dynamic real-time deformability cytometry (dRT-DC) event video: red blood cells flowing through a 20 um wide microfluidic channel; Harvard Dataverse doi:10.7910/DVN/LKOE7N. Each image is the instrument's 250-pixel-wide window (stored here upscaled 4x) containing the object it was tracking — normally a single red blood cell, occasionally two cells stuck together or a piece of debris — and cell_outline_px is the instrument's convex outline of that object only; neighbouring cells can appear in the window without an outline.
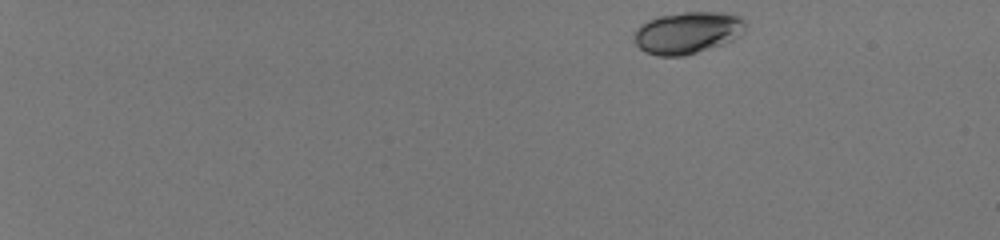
{"species": "human", "species_latin": "Homo sapiens", "temperature_condition": "room temperature", "stored_images_in_passage": 47, "camera_frame_rate_fps": 3000, "um_per_image_px": 0.085, "donor": {"sex": "male"}, "frame": {"image": 1, "passage_image": 1, "time_ms": 0.0, "image_size_px": [1000, 240], "cell_outline_px": [[744, 32], [740, 36], [724, 44], [684, 56], [656, 56], [644, 52], [632, 40], [632, 36], [636, 28], [640, 24], [648, 20], [660, 16], [684, 12], [732, 12], [744, 16]], "centroid_in_image_um": [58.44, 2.77], "position_along_channel_um": 26.6, "area_um2": 27.74}}
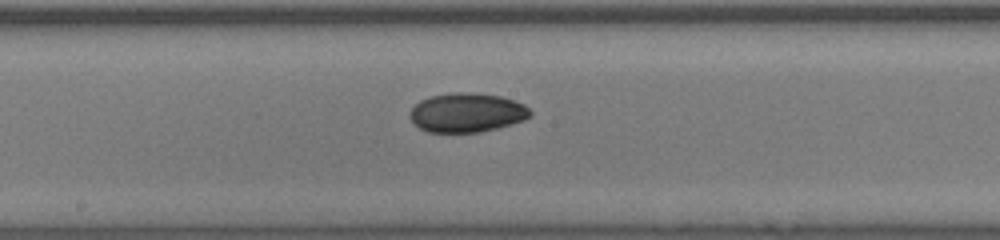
{"frame": {"image": 2, "passage_image": 27, "time_ms": 8.667, "image_size_px": [1000, 240], "cell_outline_px": [[532, 116], [524, 120], [496, 128], [480, 132], [428, 132], [420, 128], [412, 120], [408, 112], [420, 100], [432, 96], [452, 92], [476, 92], [500, 96], [516, 100], [524, 104], [532, 112]], "centroid_in_image_um": [39.71, 9.56], "position_along_channel_um": 208.5, "area_um2": 27.57}}
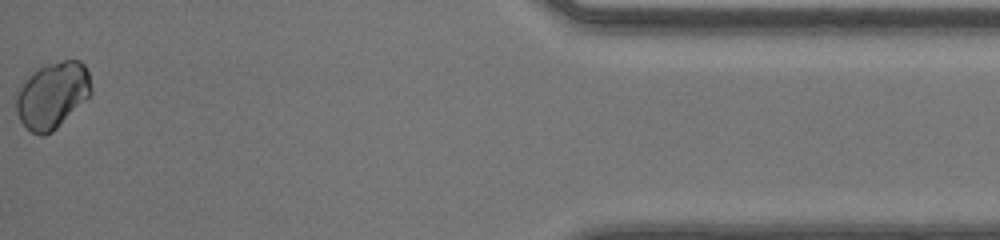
{"frame": {"image": 3, "passage_image": 47, "time_ms": 15.333, "image_size_px": [1000, 240], "cell_outline_px": [[92, 92], [52, 132], [44, 136], [40, 136], [32, 132], [20, 120], [16, 112], [16, 88], [32, 72], [48, 64], [64, 60], [80, 60], [84, 64], [88, 72], [92, 88]], "centroid_in_image_um": [4.42, 8.08], "position_along_channel_um": 430.8, "area_um2": 28.78}, "authors_computed_cell_mechanics": {"area_um2": 27.1082, "velocity_mm_per_s": 4.134, "shape_relaxation_time_tau1_ms": 2.3698, "shape_relaxation_time_tau2_ms": null, "deformation_change_tau1": 0.0571, "deformation_change_tau2": null}}